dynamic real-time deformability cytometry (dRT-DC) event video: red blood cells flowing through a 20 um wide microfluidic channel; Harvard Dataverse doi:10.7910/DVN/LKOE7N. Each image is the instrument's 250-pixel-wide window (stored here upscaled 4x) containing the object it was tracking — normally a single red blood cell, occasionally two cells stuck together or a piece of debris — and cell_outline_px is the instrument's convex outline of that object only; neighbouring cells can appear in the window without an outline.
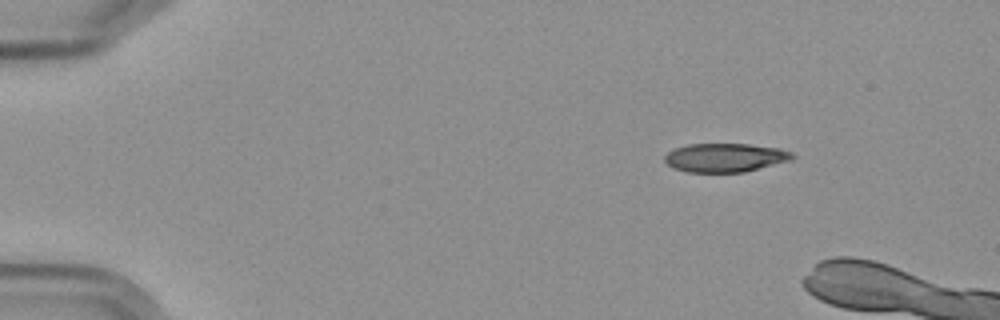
{"species": "Egyptian fruit bat (a non-hibernating species)", "species_latin": "Rousettus aegyptiacus", "temperature_condition": "cold", "stored_images_in_passage": 6, "camera_frame_rate_fps": 3000, "um_per_image_px": 0.085, "frame": {"image": 1, "passage_image": 1, "time_ms": 0.0, "image_size_px": [1000, 320], "cell_outline_px": [[796, 156], [792, 160], [744, 172], [688, 172], [672, 168], [664, 160], [664, 156], [668, 152], [676, 148], [688, 144], [748, 144], [780, 148], [792, 152]], "centroid_in_image_um": [61.66, 13.4], "position_along_channel_um": 23.3, "area_um2": 21.44}}
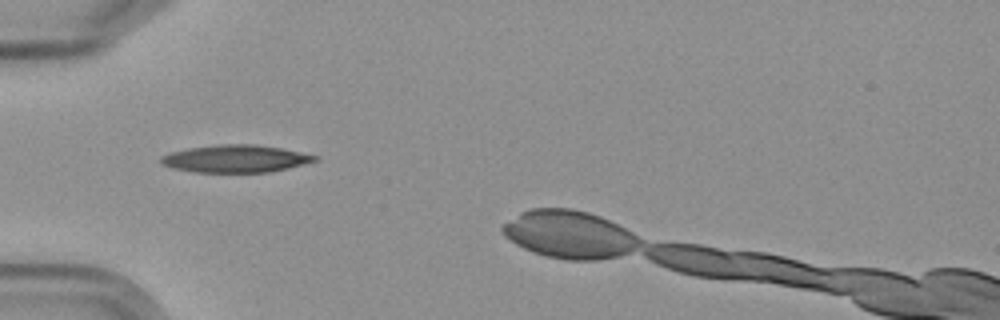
{"frame": {"image": 2, "passage_image": 4, "time_ms": 3.667, "image_size_px": [1000, 320], "cell_outline_px": [[320, 160], [272, 172], [196, 172], [172, 168], [160, 164], [160, 156], [168, 152], [188, 148], [216, 144], [256, 144], [280, 148], [320, 156]], "centroid_in_image_um": [20.01, 13.48], "position_along_channel_um": 65.0, "area_um2": 24.91}}
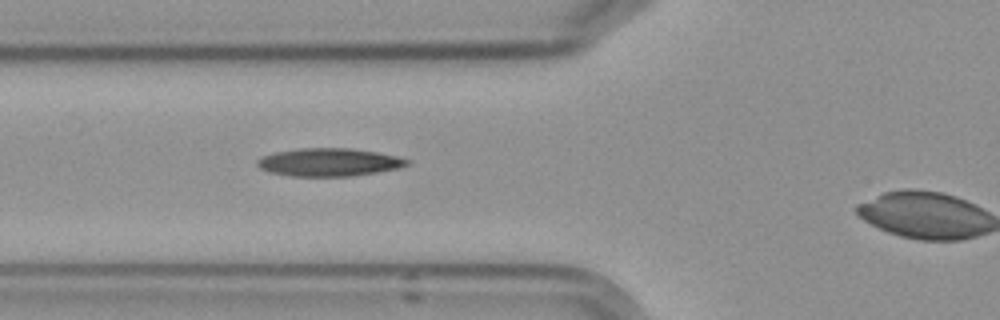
{"frame": {"image": 3, "passage_image": 5, "time_ms": 4.667, "image_size_px": [1000, 320], "cell_outline_px": [[412, 164], [400, 168], [352, 176], [292, 176], [268, 172], [260, 168], [256, 164], [256, 160], [260, 156], [272, 152], [300, 148], [352, 148], [376, 152], [396, 156], [412, 160]], "centroid_in_image_um": [27.96, 13.78], "position_along_channel_um": 97.8, "area_um2": 24.74}}